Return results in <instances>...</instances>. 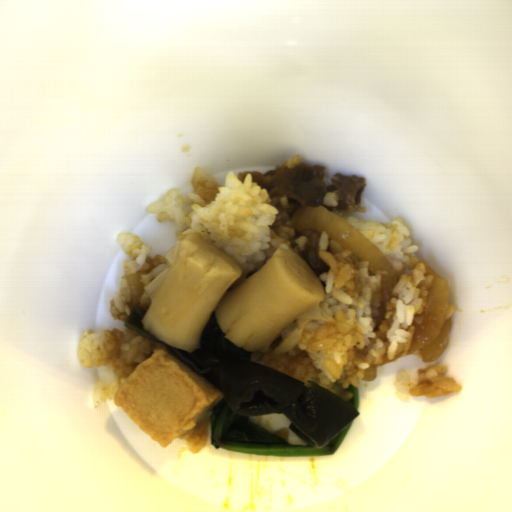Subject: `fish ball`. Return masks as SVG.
Wrapping results in <instances>:
<instances>
[{
    "mask_svg": "<svg viewBox=\"0 0 512 512\" xmlns=\"http://www.w3.org/2000/svg\"><path fill=\"white\" fill-rule=\"evenodd\" d=\"M224 398L171 350L159 347L135 367L114 395V405L161 448L191 434Z\"/></svg>",
    "mask_w": 512,
    "mask_h": 512,
    "instance_id": "1",
    "label": "fish ball"
}]
</instances>
